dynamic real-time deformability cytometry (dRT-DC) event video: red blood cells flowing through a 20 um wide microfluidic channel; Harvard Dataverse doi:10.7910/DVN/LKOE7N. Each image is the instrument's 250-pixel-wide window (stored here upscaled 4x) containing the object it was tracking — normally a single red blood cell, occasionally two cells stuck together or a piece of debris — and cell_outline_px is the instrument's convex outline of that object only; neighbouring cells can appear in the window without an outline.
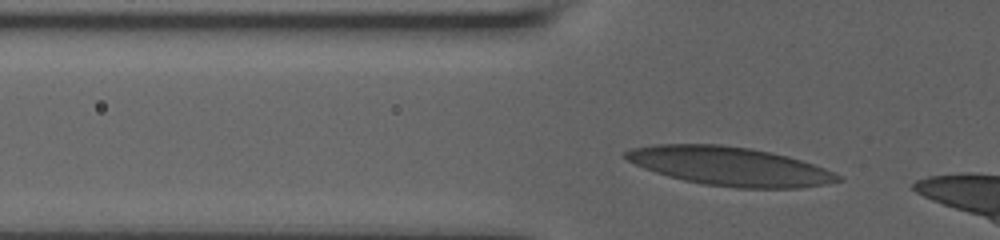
{"species": "human", "species_latin": "Homo sapiens", "temperature_condition": "room temperature", "stored_images_in_passage": 30, "camera_frame_rate_fps": 3000, "um_per_image_px": 0.085, "donor": {"sex": "male"}, "frame": {"image": 1, "passage_image": 2, "time_ms": 0.333, "image_size_px": [1000, 240], "cell_outline_px": [[844, 180], [828, 184], [800, 188], [736, 188], [704, 184], [684, 180], [668, 176], [644, 168], [628, 160], [624, 156], [624, 152], [632, 148], [656, 144], [720, 144], [748, 148], [772, 152], [788, 156], [824, 168], [844, 176]], "centroid_in_image_um": [62.08, 14.13], "position_along_channel_um": 63.7, "area_um2": 47.92}}
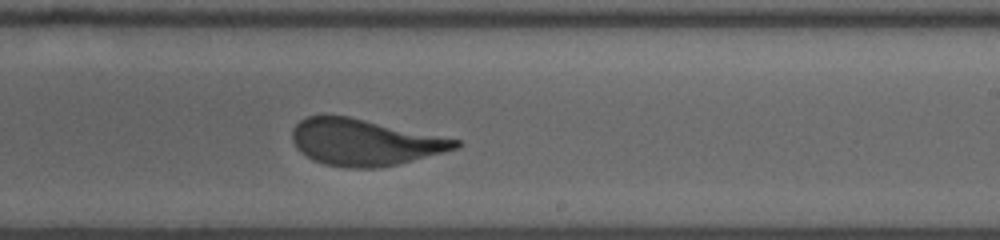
{"frame": {"image": 2, "passage_image": 18, "time_ms": 5.667, "image_size_px": [1000, 240], "cell_outline_px": [[464, 144], [456, 148], [444, 152], [396, 164], [376, 168], [348, 168], [324, 164], [312, 160], [296, 148], [292, 140], [292, 128], [300, 120], [308, 116], [348, 116], [460, 140]], "centroid_in_image_um": [30.96, 12.1], "position_along_channel_um": 258.0, "area_um2": 43.81}}
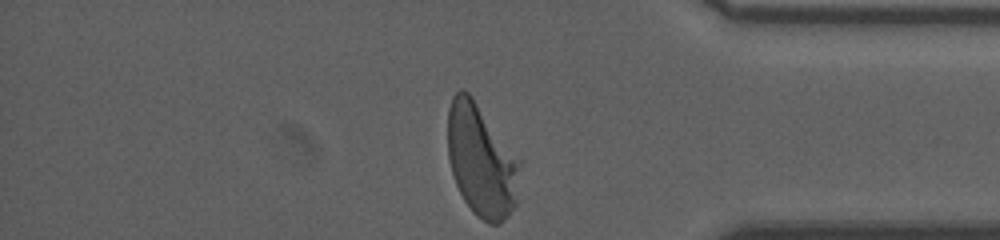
{"frame": {"image": 3, "passage_image": 30, "time_ms": 9.667, "image_size_px": [1000, 240], "cell_outline_px": [[520, 164], [516, 204], [500, 224], [488, 224], [464, 200], [456, 184], [452, 172], [448, 156], [448, 108], [452, 96], [460, 88], [468, 92], [472, 96], [520, 160]], "centroid_in_image_um": [40.9, 13.62], "position_along_channel_um": 394.3, "area_um2": 46.64}, "authors_computed_cell_mechanics": {"area_um2": 45.4308, "velocity_mm_per_s": 3.7802, "shape_relaxation_time_tau1_ms": 4.4826, "shape_relaxation_time_tau2_ms": null, "deformation_change_tau1": 0.2125, "deformation_change_tau2": null}}